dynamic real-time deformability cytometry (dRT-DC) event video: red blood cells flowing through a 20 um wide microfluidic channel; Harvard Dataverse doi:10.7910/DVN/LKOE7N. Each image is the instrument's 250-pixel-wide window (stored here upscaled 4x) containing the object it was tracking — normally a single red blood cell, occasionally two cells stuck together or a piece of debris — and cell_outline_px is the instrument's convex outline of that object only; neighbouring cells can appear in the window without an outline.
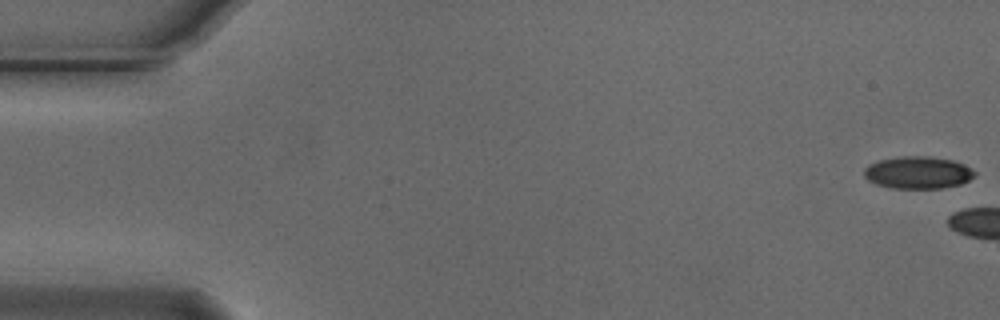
{"species": "Egyptian fruit bat (a non-hibernating species)", "species_latin": "Rousettus aegyptiacus", "temperature_condition": "cold", "stored_images_in_passage": 5, "camera_frame_rate_fps": 3000, "um_per_image_px": 0.085, "animal": {"sex": "male"}, "frame": {"image": 1, "passage_image": 1, "time_ms": 0.0, "image_size_px": [1000, 320], "cell_outline_px": [[976, 172], [968, 180], [960, 184], [940, 188], [892, 188], [876, 184], [868, 180], [864, 176], [864, 168], [868, 164], [880, 160], [900, 156], [928, 156], [952, 160], [964, 164], [972, 168]], "centroid_in_image_um": [78.0, 14.66], "position_along_channel_um": 7.0, "area_um2": 20.75}}